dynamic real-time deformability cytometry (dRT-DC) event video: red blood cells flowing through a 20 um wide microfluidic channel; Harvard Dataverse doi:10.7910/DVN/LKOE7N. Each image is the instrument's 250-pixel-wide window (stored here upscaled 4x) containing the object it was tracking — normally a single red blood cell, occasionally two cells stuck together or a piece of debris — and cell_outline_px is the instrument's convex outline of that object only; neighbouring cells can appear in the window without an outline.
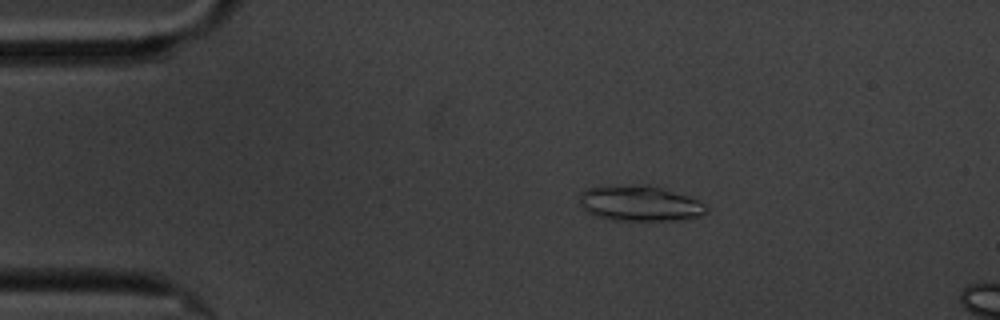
{"species": "common noctule bat (a hibernating species)", "species_latin": "Nyctalus noctula", "temperature_condition": "cold", "stored_images_in_passage": 6, "camera_frame_rate_fps": 3000, "um_per_image_px": 0.085, "animal": {"sex": "male", "body_mass_g": 20.1, "forearm_length_mm": 53.5}, "frame": {"image": 1, "passage_image": 4, "time_ms": 3.333, "image_size_px": [1000, 320], "cell_outline_px": [[708, 212], [700, 216], [680, 220], [612, 220], [596, 216], [588, 212], [580, 204], [580, 192], [588, 188], [648, 184], [688, 196], [704, 204], [708, 208]], "centroid_in_image_um": [54.4, 17.3], "position_along_channel_um": 30.6, "area_um2": 25.95}}